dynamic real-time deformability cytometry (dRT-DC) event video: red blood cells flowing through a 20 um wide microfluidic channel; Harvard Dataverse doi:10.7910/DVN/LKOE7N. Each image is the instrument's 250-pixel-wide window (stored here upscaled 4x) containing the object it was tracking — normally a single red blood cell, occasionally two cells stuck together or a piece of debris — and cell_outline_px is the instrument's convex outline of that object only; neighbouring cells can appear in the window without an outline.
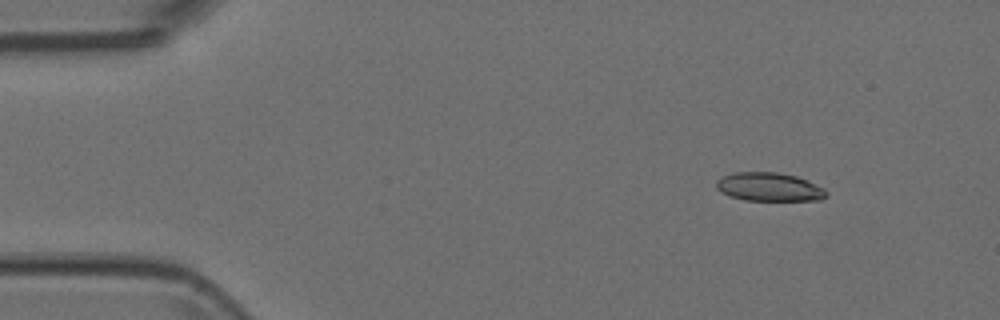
{"species": "Egyptian fruit bat (a non-hibernating species)", "species_latin": "Rousettus aegyptiacus", "temperature_condition": "room temperature", "stored_images_in_passage": 4, "camera_frame_rate_fps": 3000, "um_per_image_px": 0.085, "animal": {"sex": "female"}, "frame": {"image": 1, "passage_image": 2, "time_ms": 0.333, "image_size_px": [1000, 320], "cell_outline_px": [[828, 196], [820, 200], [744, 200], [720, 192], [716, 188], [716, 180], [732, 172], [776, 172], [796, 176], [808, 180], [824, 188], [828, 192]], "centroid_in_image_um": [65.4, 15.88], "position_along_channel_um": 19.6, "area_um2": 18.38}}